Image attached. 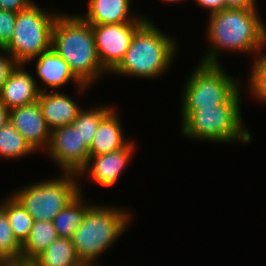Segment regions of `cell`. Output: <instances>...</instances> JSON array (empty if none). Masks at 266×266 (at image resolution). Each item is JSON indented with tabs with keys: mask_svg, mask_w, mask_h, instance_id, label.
<instances>
[{
	"mask_svg": "<svg viewBox=\"0 0 266 266\" xmlns=\"http://www.w3.org/2000/svg\"><path fill=\"white\" fill-rule=\"evenodd\" d=\"M257 8H225L209 14L207 37L211 47L200 62L219 64L218 52L257 55L266 46V25Z\"/></svg>",
	"mask_w": 266,
	"mask_h": 266,
	"instance_id": "1",
	"label": "cell"
},
{
	"mask_svg": "<svg viewBox=\"0 0 266 266\" xmlns=\"http://www.w3.org/2000/svg\"><path fill=\"white\" fill-rule=\"evenodd\" d=\"M51 48L84 85H93L98 77L108 73L99 61L92 25L81 15H58L52 30Z\"/></svg>",
	"mask_w": 266,
	"mask_h": 266,
	"instance_id": "2",
	"label": "cell"
},
{
	"mask_svg": "<svg viewBox=\"0 0 266 266\" xmlns=\"http://www.w3.org/2000/svg\"><path fill=\"white\" fill-rule=\"evenodd\" d=\"M176 47L172 37L147 19L137 29L123 60L111 73L155 79L170 68Z\"/></svg>",
	"mask_w": 266,
	"mask_h": 266,
	"instance_id": "3",
	"label": "cell"
},
{
	"mask_svg": "<svg viewBox=\"0 0 266 266\" xmlns=\"http://www.w3.org/2000/svg\"><path fill=\"white\" fill-rule=\"evenodd\" d=\"M241 87L224 103L215 108L181 111L183 133L187 138L229 143L251 141V133L242 123Z\"/></svg>",
	"mask_w": 266,
	"mask_h": 266,
	"instance_id": "4",
	"label": "cell"
},
{
	"mask_svg": "<svg viewBox=\"0 0 266 266\" xmlns=\"http://www.w3.org/2000/svg\"><path fill=\"white\" fill-rule=\"evenodd\" d=\"M131 213L126 209L93 205L82 224L73 234V244L83 266H95V262L115 244L130 223Z\"/></svg>",
	"mask_w": 266,
	"mask_h": 266,
	"instance_id": "5",
	"label": "cell"
},
{
	"mask_svg": "<svg viewBox=\"0 0 266 266\" xmlns=\"http://www.w3.org/2000/svg\"><path fill=\"white\" fill-rule=\"evenodd\" d=\"M59 13H48L32 3L17 13L13 37L3 48L18 64L30 63L51 49L52 30Z\"/></svg>",
	"mask_w": 266,
	"mask_h": 266,
	"instance_id": "6",
	"label": "cell"
},
{
	"mask_svg": "<svg viewBox=\"0 0 266 266\" xmlns=\"http://www.w3.org/2000/svg\"><path fill=\"white\" fill-rule=\"evenodd\" d=\"M60 177L25 186L12 193L34 221H52L81 190L78 174L62 172Z\"/></svg>",
	"mask_w": 266,
	"mask_h": 266,
	"instance_id": "7",
	"label": "cell"
},
{
	"mask_svg": "<svg viewBox=\"0 0 266 266\" xmlns=\"http://www.w3.org/2000/svg\"><path fill=\"white\" fill-rule=\"evenodd\" d=\"M225 73L219 64L200 62L182 92L181 111H197L224 104L239 88V81Z\"/></svg>",
	"mask_w": 266,
	"mask_h": 266,
	"instance_id": "8",
	"label": "cell"
},
{
	"mask_svg": "<svg viewBox=\"0 0 266 266\" xmlns=\"http://www.w3.org/2000/svg\"><path fill=\"white\" fill-rule=\"evenodd\" d=\"M62 172L79 174L88 163L89 147L72 124L53 129L46 149Z\"/></svg>",
	"mask_w": 266,
	"mask_h": 266,
	"instance_id": "9",
	"label": "cell"
},
{
	"mask_svg": "<svg viewBox=\"0 0 266 266\" xmlns=\"http://www.w3.org/2000/svg\"><path fill=\"white\" fill-rule=\"evenodd\" d=\"M143 23L92 25L99 61L110 74L123 60L133 35Z\"/></svg>",
	"mask_w": 266,
	"mask_h": 266,
	"instance_id": "10",
	"label": "cell"
},
{
	"mask_svg": "<svg viewBox=\"0 0 266 266\" xmlns=\"http://www.w3.org/2000/svg\"><path fill=\"white\" fill-rule=\"evenodd\" d=\"M134 142H130L122 149L98 156H90L86 166L78 176H84L87 172L93 182L102 187H111L118 181L124 172L130 159L134 155Z\"/></svg>",
	"mask_w": 266,
	"mask_h": 266,
	"instance_id": "11",
	"label": "cell"
},
{
	"mask_svg": "<svg viewBox=\"0 0 266 266\" xmlns=\"http://www.w3.org/2000/svg\"><path fill=\"white\" fill-rule=\"evenodd\" d=\"M9 121L35 150L47 149L51 130L46 124L38 101L10 109Z\"/></svg>",
	"mask_w": 266,
	"mask_h": 266,
	"instance_id": "12",
	"label": "cell"
},
{
	"mask_svg": "<svg viewBox=\"0 0 266 266\" xmlns=\"http://www.w3.org/2000/svg\"><path fill=\"white\" fill-rule=\"evenodd\" d=\"M25 64H17L0 92V103L9 110L37 102L41 89ZM38 85V86H37Z\"/></svg>",
	"mask_w": 266,
	"mask_h": 266,
	"instance_id": "13",
	"label": "cell"
},
{
	"mask_svg": "<svg viewBox=\"0 0 266 266\" xmlns=\"http://www.w3.org/2000/svg\"><path fill=\"white\" fill-rule=\"evenodd\" d=\"M37 58L36 63V73L38 77L46 84L44 89H41V92H47L48 88H52L51 91L55 92L59 87L64 86L70 82H74L77 89L79 88L80 93L90 86L82 84L71 72L68 63L57 54L52 48L46 52L41 53Z\"/></svg>",
	"mask_w": 266,
	"mask_h": 266,
	"instance_id": "14",
	"label": "cell"
},
{
	"mask_svg": "<svg viewBox=\"0 0 266 266\" xmlns=\"http://www.w3.org/2000/svg\"><path fill=\"white\" fill-rule=\"evenodd\" d=\"M132 0H90L81 16L90 25L144 23L147 18L131 15Z\"/></svg>",
	"mask_w": 266,
	"mask_h": 266,
	"instance_id": "15",
	"label": "cell"
},
{
	"mask_svg": "<svg viewBox=\"0 0 266 266\" xmlns=\"http://www.w3.org/2000/svg\"><path fill=\"white\" fill-rule=\"evenodd\" d=\"M37 101L51 131L57 127L72 124L82 110L73 98L58 91L40 92Z\"/></svg>",
	"mask_w": 266,
	"mask_h": 266,
	"instance_id": "16",
	"label": "cell"
},
{
	"mask_svg": "<svg viewBox=\"0 0 266 266\" xmlns=\"http://www.w3.org/2000/svg\"><path fill=\"white\" fill-rule=\"evenodd\" d=\"M113 109L100 121L89 147L90 156H98L124 148L130 141L124 135L122 124Z\"/></svg>",
	"mask_w": 266,
	"mask_h": 266,
	"instance_id": "17",
	"label": "cell"
},
{
	"mask_svg": "<svg viewBox=\"0 0 266 266\" xmlns=\"http://www.w3.org/2000/svg\"><path fill=\"white\" fill-rule=\"evenodd\" d=\"M80 193L73 198L52 220L58 237L72 239L74 232L82 224L87 211L93 206L86 203Z\"/></svg>",
	"mask_w": 266,
	"mask_h": 266,
	"instance_id": "18",
	"label": "cell"
},
{
	"mask_svg": "<svg viewBox=\"0 0 266 266\" xmlns=\"http://www.w3.org/2000/svg\"><path fill=\"white\" fill-rule=\"evenodd\" d=\"M58 238L52 221H34L28 239L22 245V265H29Z\"/></svg>",
	"mask_w": 266,
	"mask_h": 266,
	"instance_id": "19",
	"label": "cell"
},
{
	"mask_svg": "<svg viewBox=\"0 0 266 266\" xmlns=\"http://www.w3.org/2000/svg\"><path fill=\"white\" fill-rule=\"evenodd\" d=\"M28 266H83L72 239L58 237Z\"/></svg>",
	"mask_w": 266,
	"mask_h": 266,
	"instance_id": "20",
	"label": "cell"
},
{
	"mask_svg": "<svg viewBox=\"0 0 266 266\" xmlns=\"http://www.w3.org/2000/svg\"><path fill=\"white\" fill-rule=\"evenodd\" d=\"M6 212L15 238L23 245L28 239L34 223L33 217L26 211L20 202L11 194L0 203Z\"/></svg>",
	"mask_w": 266,
	"mask_h": 266,
	"instance_id": "21",
	"label": "cell"
},
{
	"mask_svg": "<svg viewBox=\"0 0 266 266\" xmlns=\"http://www.w3.org/2000/svg\"><path fill=\"white\" fill-rule=\"evenodd\" d=\"M0 261L22 265V244L15 238L6 212L0 207Z\"/></svg>",
	"mask_w": 266,
	"mask_h": 266,
	"instance_id": "22",
	"label": "cell"
},
{
	"mask_svg": "<svg viewBox=\"0 0 266 266\" xmlns=\"http://www.w3.org/2000/svg\"><path fill=\"white\" fill-rule=\"evenodd\" d=\"M35 150L9 121L0 130V156L16 159L29 155Z\"/></svg>",
	"mask_w": 266,
	"mask_h": 266,
	"instance_id": "23",
	"label": "cell"
},
{
	"mask_svg": "<svg viewBox=\"0 0 266 266\" xmlns=\"http://www.w3.org/2000/svg\"><path fill=\"white\" fill-rule=\"evenodd\" d=\"M112 110L109 106L92 107L79 112L72 122V126L78 130L84 143L90 147L100 121Z\"/></svg>",
	"mask_w": 266,
	"mask_h": 266,
	"instance_id": "24",
	"label": "cell"
},
{
	"mask_svg": "<svg viewBox=\"0 0 266 266\" xmlns=\"http://www.w3.org/2000/svg\"><path fill=\"white\" fill-rule=\"evenodd\" d=\"M261 52V53H260ZM254 56L252 72H250L249 92L259 101L266 102V54L260 51ZM259 55V56H258Z\"/></svg>",
	"mask_w": 266,
	"mask_h": 266,
	"instance_id": "25",
	"label": "cell"
},
{
	"mask_svg": "<svg viewBox=\"0 0 266 266\" xmlns=\"http://www.w3.org/2000/svg\"><path fill=\"white\" fill-rule=\"evenodd\" d=\"M17 13L0 9V49L12 39Z\"/></svg>",
	"mask_w": 266,
	"mask_h": 266,
	"instance_id": "26",
	"label": "cell"
},
{
	"mask_svg": "<svg viewBox=\"0 0 266 266\" xmlns=\"http://www.w3.org/2000/svg\"><path fill=\"white\" fill-rule=\"evenodd\" d=\"M17 64L18 63L8 52L0 49V92L3 84L7 81L9 75Z\"/></svg>",
	"mask_w": 266,
	"mask_h": 266,
	"instance_id": "27",
	"label": "cell"
},
{
	"mask_svg": "<svg viewBox=\"0 0 266 266\" xmlns=\"http://www.w3.org/2000/svg\"><path fill=\"white\" fill-rule=\"evenodd\" d=\"M33 0H0V9L18 13L28 8Z\"/></svg>",
	"mask_w": 266,
	"mask_h": 266,
	"instance_id": "28",
	"label": "cell"
},
{
	"mask_svg": "<svg viewBox=\"0 0 266 266\" xmlns=\"http://www.w3.org/2000/svg\"><path fill=\"white\" fill-rule=\"evenodd\" d=\"M201 7L209 9V14L225 9L224 0H195Z\"/></svg>",
	"mask_w": 266,
	"mask_h": 266,
	"instance_id": "29",
	"label": "cell"
},
{
	"mask_svg": "<svg viewBox=\"0 0 266 266\" xmlns=\"http://www.w3.org/2000/svg\"><path fill=\"white\" fill-rule=\"evenodd\" d=\"M225 8H256V0H224Z\"/></svg>",
	"mask_w": 266,
	"mask_h": 266,
	"instance_id": "30",
	"label": "cell"
},
{
	"mask_svg": "<svg viewBox=\"0 0 266 266\" xmlns=\"http://www.w3.org/2000/svg\"><path fill=\"white\" fill-rule=\"evenodd\" d=\"M10 110L2 103H0V130L5 124L9 122Z\"/></svg>",
	"mask_w": 266,
	"mask_h": 266,
	"instance_id": "31",
	"label": "cell"
},
{
	"mask_svg": "<svg viewBox=\"0 0 266 266\" xmlns=\"http://www.w3.org/2000/svg\"><path fill=\"white\" fill-rule=\"evenodd\" d=\"M163 1V0H162ZM165 2L168 1V2H177V1H181V0H164Z\"/></svg>",
	"mask_w": 266,
	"mask_h": 266,
	"instance_id": "32",
	"label": "cell"
},
{
	"mask_svg": "<svg viewBox=\"0 0 266 266\" xmlns=\"http://www.w3.org/2000/svg\"><path fill=\"white\" fill-rule=\"evenodd\" d=\"M5 266H27V265H5Z\"/></svg>",
	"mask_w": 266,
	"mask_h": 266,
	"instance_id": "33",
	"label": "cell"
}]
</instances>
